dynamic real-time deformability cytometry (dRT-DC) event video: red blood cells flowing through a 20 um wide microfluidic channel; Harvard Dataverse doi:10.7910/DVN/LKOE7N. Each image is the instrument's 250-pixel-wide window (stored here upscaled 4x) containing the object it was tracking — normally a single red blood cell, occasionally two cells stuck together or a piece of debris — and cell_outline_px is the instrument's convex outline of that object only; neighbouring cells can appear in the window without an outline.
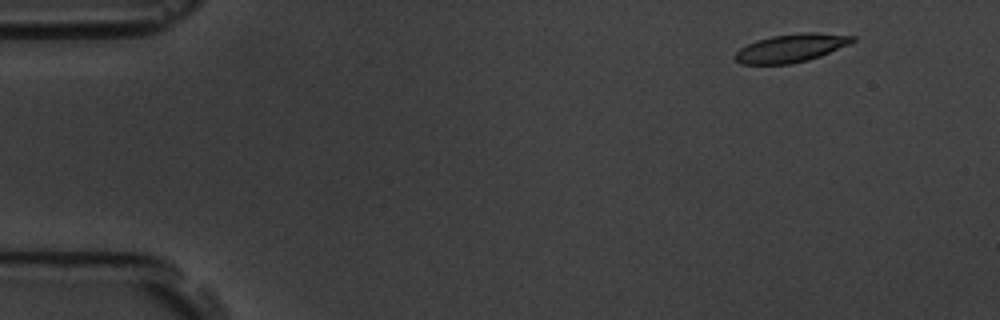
{"species": "common noctule bat (a hibernating species)", "species_latin": "Nyctalus noctula", "temperature_condition": "room temperature", "stored_images_in_passage": 4, "camera_frame_rate_fps": 3000, "um_per_image_px": 0.085, "animal": {"sex": "male", "body_mass_g": 19.5, "forearm_length_mm": 54.6}, "frame": {"image": 1, "passage_image": 1, "time_ms": 0.0, "image_size_px": [1000, 320], "cell_outline_px": [[856, 40], [848, 44], [820, 56], [808, 60], [792, 64], [740, 64], [732, 56], [740, 48], [756, 40], [772, 36], [800, 32], [816, 32], [856, 36]], "centroid_in_image_um": [67.22, 4.08], "position_along_channel_um": 17.8, "area_um2": 19.36}}
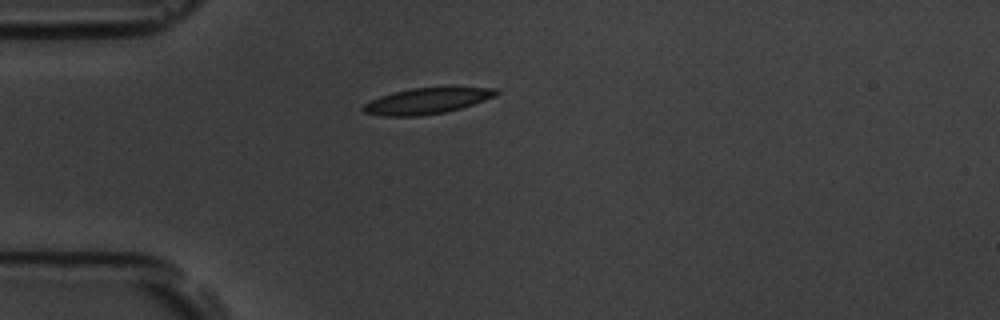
{"frame": {"image": 2, "passage_image": 4, "time_ms": 3.333, "image_size_px": [1000, 320], "cell_outline_px": [[500, 92], [496, 96], [460, 108], [444, 112], [420, 116], [384, 116], [364, 112], [360, 108], [364, 104], [380, 96], [392, 92], [412, 88], [496, 88]], "centroid_in_image_um": [36.24, 8.58], "position_along_channel_um": 48.8, "area_um2": 19.77}}